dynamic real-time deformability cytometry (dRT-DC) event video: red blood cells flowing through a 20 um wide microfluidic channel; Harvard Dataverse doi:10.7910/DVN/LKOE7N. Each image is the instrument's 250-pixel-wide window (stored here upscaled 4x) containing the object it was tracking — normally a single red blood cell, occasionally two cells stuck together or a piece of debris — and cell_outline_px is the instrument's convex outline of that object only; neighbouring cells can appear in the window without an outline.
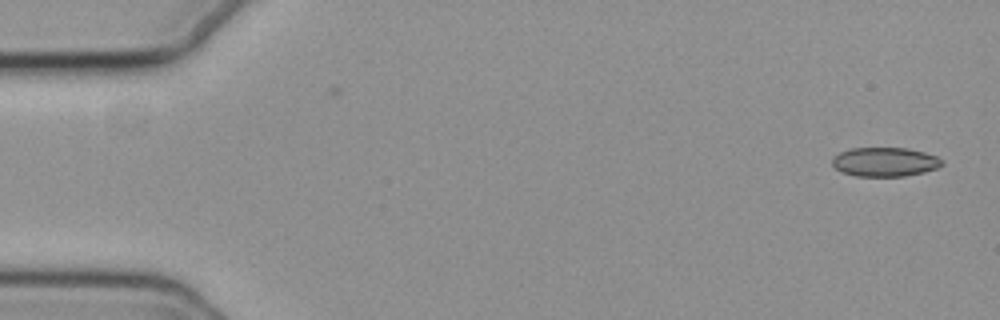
{"species": "common noctule bat (a hibernating species)", "species_latin": "Nyctalus noctula", "temperature_condition": "cold", "stored_images_in_passage": 55, "camera_frame_rate_fps": 3000, "um_per_image_px": 0.085, "animal": {"sex": "female", "body_mass_g": 19.3, "forearm_length_mm": 54.1}, "frame": {"image": 1, "passage_image": 1, "time_ms": 0.0, "image_size_px": [1000, 320], "cell_outline_px": [[944, 164], [936, 168], [924, 172], [904, 176], [856, 176], [840, 172], [832, 164], [832, 156], [848, 148], [908, 148], [924, 152], [936, 156], [944, 160]], "centroid_in_image_um": [75.2, 13.76], "position_along_channel_um": 9.8, "area_um2": 18.79}}
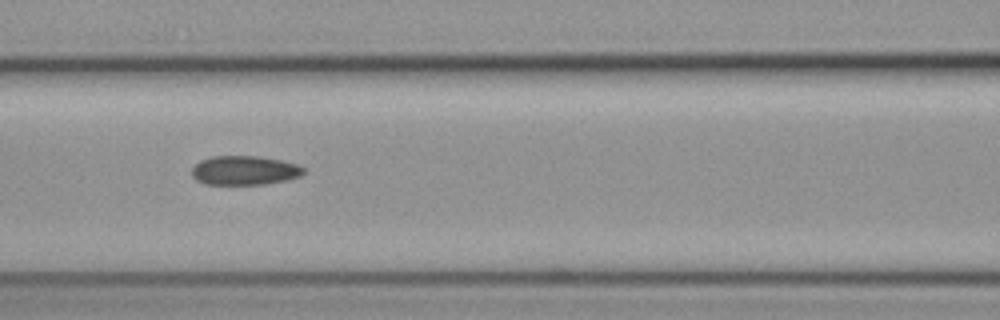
{"frame": {"image": 2, "passage_image": 23, "time_ms": 7.333, "image_size_px": [1000, 320], "cell_outline_px": [[304, 172], [300, 176], [288, 180], [264, 184], [204, 184], [196, 180], [192, 176], [192, 168], [200, 160], [212, 156], [260, 156], [280, 160], [296, 164], [304, 168]], "centroid_in_image_um": [20.77, 14.48], "position_along_channel_um": 145.8, "area_um2": 19.02}}
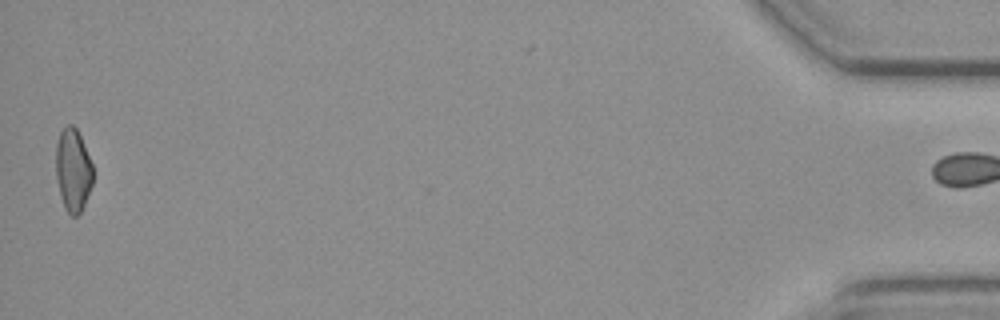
{"frame": {"image": 3, "passage_image": 54, "time_ms": 17.667, "image_size_px": [1000, 320], "cell_outline_px": [[92, 184], [84, 204], [80, 212], [76, 216], [72, 216], [64, 208], [60, 196], [56, 180], [56, 144], [60, 132], [68, 124], [72, 124], [76, 128], [80, 136], [92, 164]], "centroid_in_image_um": [6.18, 14.46], "position_along_channel_um": 429.0, "area_um2": 17.74}}